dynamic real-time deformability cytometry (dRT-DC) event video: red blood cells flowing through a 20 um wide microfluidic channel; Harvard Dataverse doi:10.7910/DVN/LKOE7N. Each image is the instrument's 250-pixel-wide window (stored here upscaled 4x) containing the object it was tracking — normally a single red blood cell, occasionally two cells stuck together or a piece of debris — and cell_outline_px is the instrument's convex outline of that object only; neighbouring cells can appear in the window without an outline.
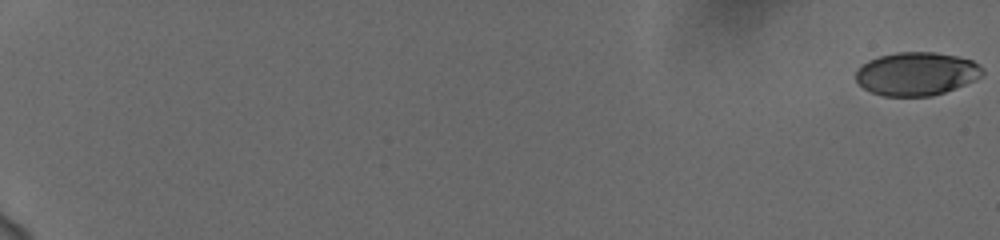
{"species": "human", "species_latin": "Homo sapiens", "temperature_condition": "cold", "stored_images_in_passage": 59, "camera_frame_rate_fps": 3000, "um_per_image_px": 0.085, "donor": {"sex": "female"}, "frame": {"image": 1, "passage_image": 1, "time_ms": 0.0, "image_size_px": [1000, 240], "cell_outline_px": [[984, 76], [944, 92], [932, 96], [884, 96], [872, 92], [864, 88], [856, 80], [856, 72], [868, 60], [880, 56], [896, 52], [936, 52], [956, 56], [972, 60], [980, 64], [984, 68]], "centroid_in_image_um": [77.94, 6.26], "position_along_channel_um": 7.1, "area_um2": 31.91}}
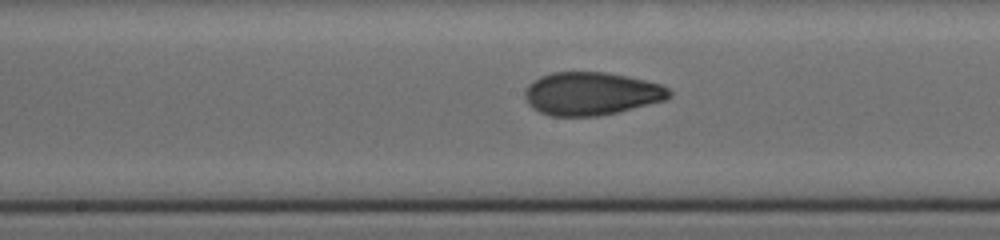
{"frame": {"image": 2, "passage_image": 35, "time_ms": 11.333, "image_size_px": [1000, 240], "cell_outline_px": [[672, 96], [664, 100], [616, 112], [596, 116], [552, 116], [540, 112], [532, 108], [528, 104], [524, 96], [524, 92], [528, 84], [532, 80], [540, 76], [552, 72], [604, 72], [628, 76], [660, 84], [668, 88], [672, 92]], "centroid_in_image_um": [50.22, 7.95], "position_along_channel_um": 198.0, "area_um2": 36.18}}
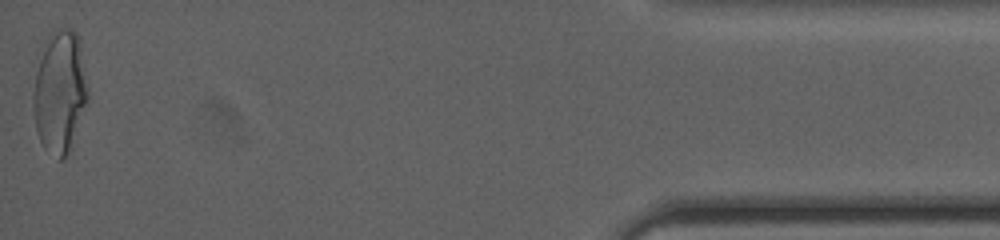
{"frame": {"image": 3, "passage_image": 59, "time_ms": 19.333, "image_size_px": [1000, 240], "cell_outline_px": [[88, 96], [68, 152], [60, 160], [44, 148], [40, 140], [36, 128], [32, 104], [32, 96], [36, 72], [44, 40], [56, 28], [72, 28], [76, 32], [80, 40], [88, 88]], "centroid_in_image_um": [5.06, 7.72], "position_along_channel_um": 430.1, "area_um2": 38.67}, "authors_computed_cell_mechanics": {"area_um2": 35.0846, "velocity_mm_per_s": 3.7623, "shape_relaxation_time_tau1_ms": 7.302, "shape_relaxation_time_tau2_ms": 1.146, "deformation_change_tau1": 0.1932, "deformation_change_tau2": 0.0625}}